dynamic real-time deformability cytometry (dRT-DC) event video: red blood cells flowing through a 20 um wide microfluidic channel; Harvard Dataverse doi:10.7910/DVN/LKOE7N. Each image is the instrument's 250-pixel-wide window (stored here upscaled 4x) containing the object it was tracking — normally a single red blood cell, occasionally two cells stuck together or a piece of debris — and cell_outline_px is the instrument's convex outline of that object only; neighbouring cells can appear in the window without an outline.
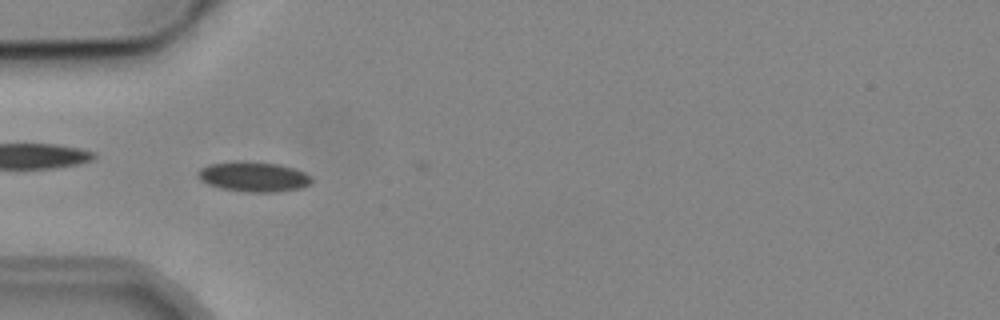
{"species": "common noctule bat (a hibernating species)", "species_latin": "Nyctalus noctula", "temperature_condition": "cold", "stored_images_in_passage": 7, "camera_frame_rate_fps": 3000, "um_per_image_px": 0.085, "animal": {"sex": "male", "body_mass_g": 19.2, "forearm_length_mm": 51.8}, "frame": {"image": 1, "passage_image": 6, "time_ms": 6.0, "image_size_px": [1000, 320], "cell_outline_px": [[312, 184], [304, 188], [276, 192], [248, 192], [220, 188], [208, 184], [200, 180], [196, 176], [196, 172], [200, 168], [208, 164], [244, 160], [280, 164], [304, 172], [312, 176]], "centroid_in_image_um": [21.56, 15.02], "position_along_channel_um": 63.4, "area_um2": 20.29}}